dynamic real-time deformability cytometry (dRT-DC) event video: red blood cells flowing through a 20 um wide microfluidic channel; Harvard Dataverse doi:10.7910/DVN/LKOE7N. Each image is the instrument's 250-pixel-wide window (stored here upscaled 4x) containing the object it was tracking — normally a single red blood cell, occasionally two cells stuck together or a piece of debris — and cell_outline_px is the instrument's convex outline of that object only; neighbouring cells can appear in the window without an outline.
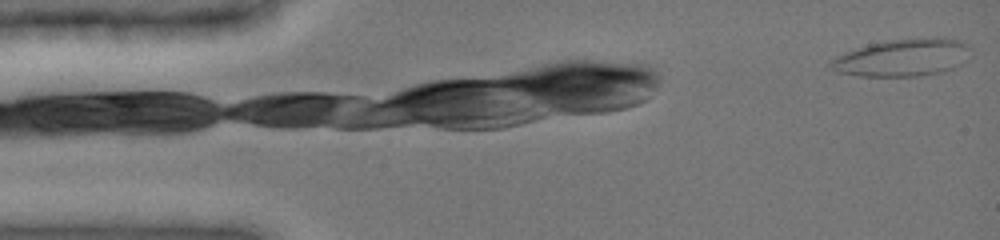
{"species": "common noctule bat (a hibernating species)", "species_latin": "Nyctalus noctula", "temperature_condition": "cold", "stored_images_in_passage": 11, "camera_frame_rate_fps": 3000, "um_per_image_px": 0.085, "animal": {"sex": "female", "body_mass_g": 19.0, "forearm_length_mm": 51.5}, "frame": {"image": 1, "passage_image": 1, "time_ms": 0.0, "image_size_px": [1000, 240], "cell_outline_px": [[972, 48], [968, 60], [944, 72], [924, 76], [856, 76], [836, 72], [828, 64], [836, 56], [844, 52], [868, 44], [888, 40], [936, 36], [944, 36], [960, 40], [968, 44]], "centroid_in_image_um": [76.79, 4.88], "position_along_channel_um": 8.2, "area_um2": 31.27}}